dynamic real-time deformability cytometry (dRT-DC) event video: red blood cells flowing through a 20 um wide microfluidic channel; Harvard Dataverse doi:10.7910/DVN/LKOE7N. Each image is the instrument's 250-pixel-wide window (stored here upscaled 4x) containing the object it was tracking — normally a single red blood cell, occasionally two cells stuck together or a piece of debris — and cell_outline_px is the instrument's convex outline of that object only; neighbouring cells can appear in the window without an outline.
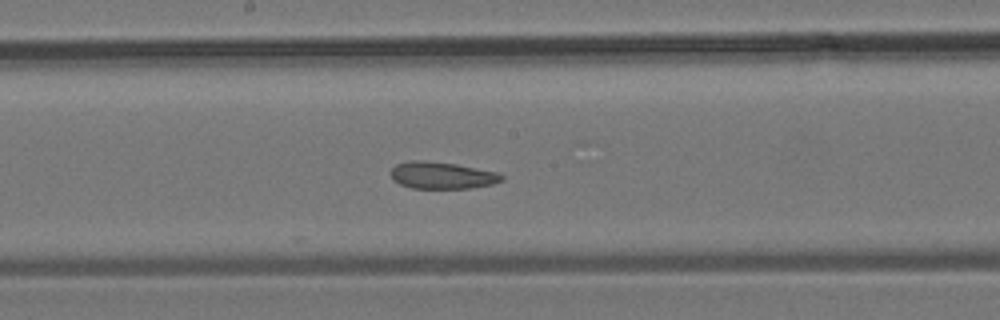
{"species": "common noctule bat (a hibernating species)", "species_latin": "Nyctalus noctula", "temperature_condition": "room temperature", "stored_images_in_passage": 34, "camera_frame_rate_fps": 3000, "um_per_image_px": 0.085, "animal": {"sex": "male", "body_mass_g": 19.2, "forearm_length_mm": 51.8}, "frame": {"image": 1, "passage_image": 15, "time_ms": 4.667, "image_size_px": [1000, 320], "cell_outline_px": [[504, 180], [492, 184], [472, 188], [412, 188], [400, 184], [392, 180], [392, 168], [396, 164], [412, 160], [424, 160], [456, 164], [500, 172], [504, 176]], "centroid_in_image_um": [37.61, 14.9], "position_along_channel_um": 210.6, "area_um2": 17.51}}
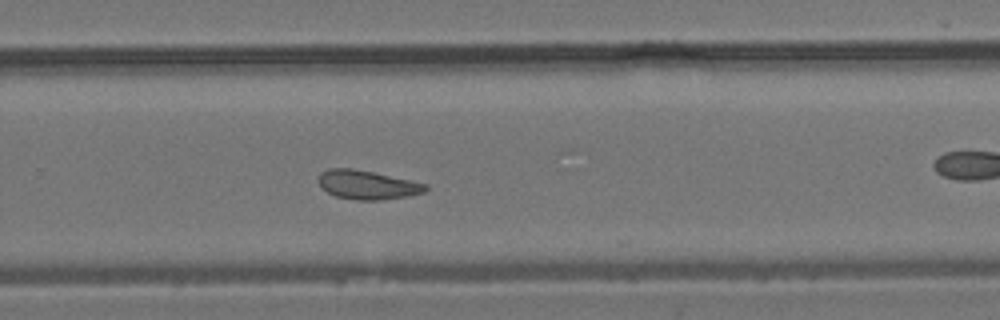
{"frame": {"image": 2, "passage_image": 20, "time_ms": 6.333, "image_size_px": [1000, 320], "cell_outline_px": [[428, 188], [424, 192], [408, 196], [384, 200], [356, 200], [336, 196], [320, 188], [320, 172], [328, 168], [352, 168], [372, 172], [428, 184]], "centroid_in_image_um": [31.22, 15.71], "position_along_channel_um": 298.6, "area_um2": 17.98}}